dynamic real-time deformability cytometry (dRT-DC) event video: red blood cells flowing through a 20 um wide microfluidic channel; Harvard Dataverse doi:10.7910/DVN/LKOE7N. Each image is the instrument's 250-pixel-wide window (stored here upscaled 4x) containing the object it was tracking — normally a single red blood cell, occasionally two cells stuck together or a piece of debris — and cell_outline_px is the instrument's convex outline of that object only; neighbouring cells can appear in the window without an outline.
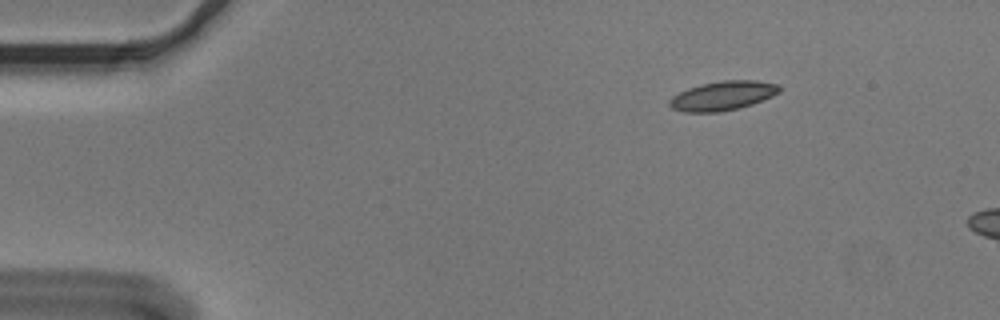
{"species": "Egyptian fruit bat (a non-hibernating species)", "species_latin": "Rousettus aegyptiacus", "temperature_condition": "cold", "stored_images_in_passage": 3, "camera_frame_rate_fps": 3000, "um_per_image_px": 0.085, "animal": {"sex": "male"}, "frame": {"image": 1, "passage_image": 1, "time_ms": 0.0, "image_size_px": [1000, 320], "cell_outline_px": [[780, 92], [772, 96], [752, 104], [740, 108], [720, 112], [684, 112], [672, 108], [668, 104], [668, 100], [672, 96], [688, 88], [720, 80], [756, 80], [780, 84]], "centroid_in_image_um": [61.44, 8.14], "position_along_channel_um": 23.6, "area_um2": 18.79}}